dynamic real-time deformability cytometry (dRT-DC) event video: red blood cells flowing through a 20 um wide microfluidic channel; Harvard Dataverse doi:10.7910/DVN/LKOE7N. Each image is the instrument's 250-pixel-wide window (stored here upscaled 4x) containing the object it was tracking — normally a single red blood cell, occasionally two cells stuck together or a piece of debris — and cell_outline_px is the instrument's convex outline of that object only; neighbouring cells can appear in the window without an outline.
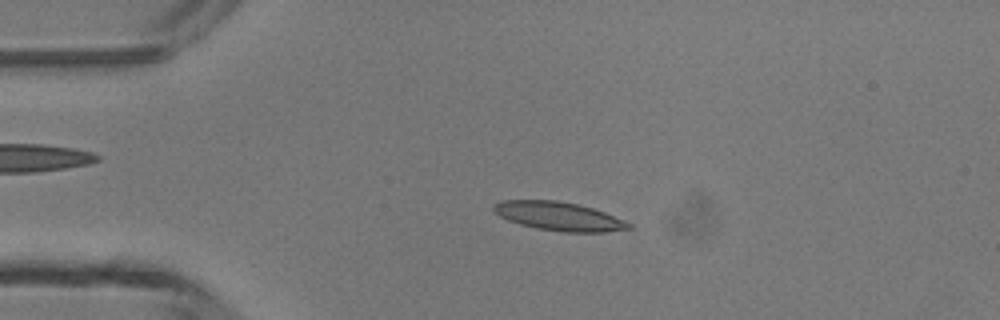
{"species": "common noctule bat (a hibernating species)", "species_latin": "Nyctalus noctula", "temperature_condition": "room temperature", "stored_images_in_passage": 40, "camera_frame_rate_fps": 3000, "um_per_image_px": 0.085, "animal": {"sex": "male", "body_mass_g": 13.3}, "frame": {"image": 1, "passage_image": 4, "time_ms": 1.0, "image_size_px": [1000, 320], "cell_outline_px": [[632, 228], [604, 232], [564, 232], [536, 228], [520, 224], [508, 220], [500, 216], [492, 208], [492, 204], [500, 200], [556, 200], [576, 204], [592, 208], [604, 212], [624, 220], [632, 224]], "centroid_in_image_um": [47.48, 18.38], "position_along_channel_um": 37.5, "area_um2": 22.48}}
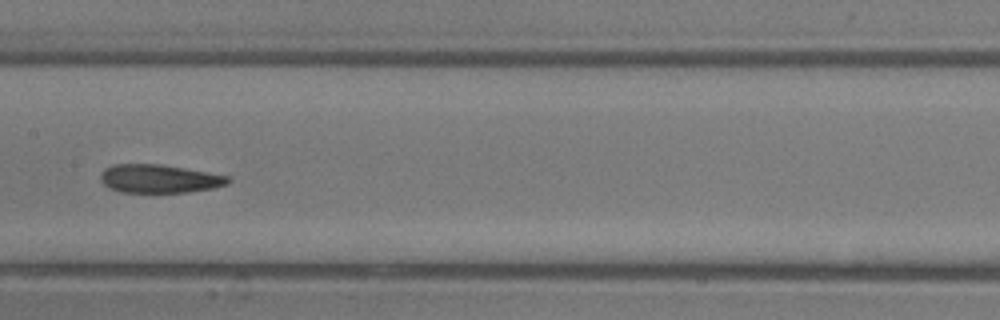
{"frame": {"image": 2, "passage_image": 17, "time_ms": 5.333, "image_size_px": [1000, 320], "cell_outline_px": [[232, 180], [228, 184], [212, 188], [188, 192], [120, 192], [108, 188], [100, 180], [100, 176], [104, 168], [112, 164], [160, 164], [228, 176]], "centroid_in_image_um": [13.5, 15.19], "position_along_channel_um": 193.9, "area_um2": 21.04}}
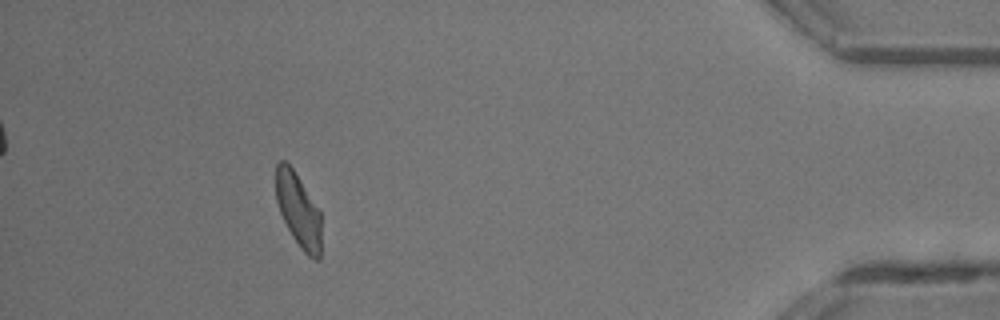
{"frame": {"image": 3, "passage_image": 36, "time_ms": 11.667, "image_size_px": [1000, 320], "cell_outline_px": [[320, 260], [316, 260], [308, 256], [300, 248], [292, 236], [280, 212], [276, 200], [276, 164], [280, 160], [284, 160], [292, 168], [320, 212]], "centroid_in_image_um": [25.34, 17.88], "position_along_channel_um": 409.9, "area_um2": 19.13}, "authors_computed_cell_mechanics": {"area_um2": 21.4727, "velocity_mm_per_s": 4.3696, "shape_relaxation_time_tau1_ms": null, "shape_relaxation_time_tau2_ms": 1.6683, "deformation_change_tau1": null, "deformation_change_tau2": 0.0963}}